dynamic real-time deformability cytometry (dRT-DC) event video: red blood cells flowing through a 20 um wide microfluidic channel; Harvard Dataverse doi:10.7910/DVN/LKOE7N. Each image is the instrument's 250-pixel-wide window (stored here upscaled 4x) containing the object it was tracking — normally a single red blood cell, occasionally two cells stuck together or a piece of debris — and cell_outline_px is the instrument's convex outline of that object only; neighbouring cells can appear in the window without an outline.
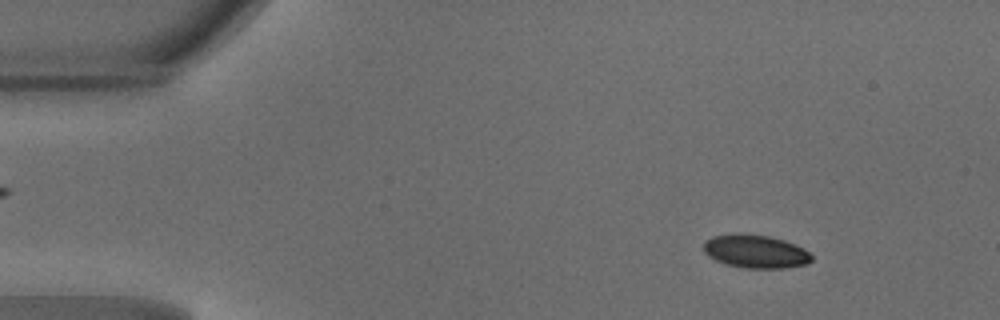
{"species": "common noctule bat (a hibernating species)", "species_latin": "Nyctalus noctula", "temperature_condition": "warm", "stored_images_in_passage": 7, "camera_frame_rate_fps": 3000, "um_per_image_px": 0.085, "animal": {"sex": "male", "body_mass_g": 18.8}, "frame": {"image": 1, "passage_image": 5, "time_ms": 1.333, "image_size_px": [1000, 320], "cell_outline_px": [[812, 260], [804, 264], [784, 268], [744, 268], [728, 264], [716, 260], [708, 256], [704, 252], [704, 240], [712, 236], [768, 236], [784, 240], [796, 244], [804, 248], [812, 256]], "centroid_in_image_um": [64.25, 21.41], "position_along_channel_um": 20.8, "area_um2": 20.23}}